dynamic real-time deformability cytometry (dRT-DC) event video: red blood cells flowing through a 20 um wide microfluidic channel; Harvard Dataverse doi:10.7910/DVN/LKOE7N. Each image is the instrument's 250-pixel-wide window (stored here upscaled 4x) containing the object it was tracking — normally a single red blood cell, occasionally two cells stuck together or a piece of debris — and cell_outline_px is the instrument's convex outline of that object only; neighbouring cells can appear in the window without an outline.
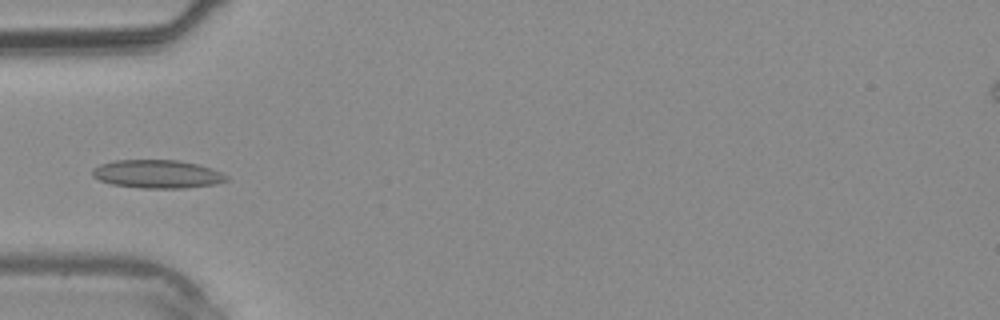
{"species": "common noctule bat (a hibernating species)", "species_latin": "Nyctalus noctula", "temperature_condition": "warm", "stored_images_in_passage": 27, "camera_frame_rate_fps": 3000, "um_per_image_px": 0.085, "animal": {"sex": "male", "body_mass_g": 20.4}, "frame": {"image": 1, "passage_image": 1, "time_ms": 0.0, "image_size_px": [1000, 320], "cell_outline_px": [[228, 180], [216, 184], [184, 188], [140, 188], [112, 184], [100, 180], [92, 176], [92, 168], [100, 164], [112, 160], [176, 160], [200, 164], [212, 168], [228, 176]], "centroid_in_image_um": [13.37, 14.79], "position_along_channel_um": 71.6, "area_um2": 22.25}}
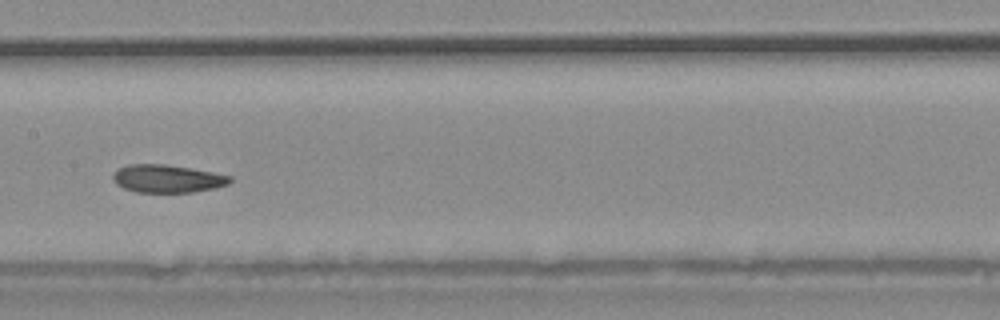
{"frame": {"image": 2, "passage_image": 8, "time_ms": 2.333, "image_size_px": [1000, 320], "cell_outline_px": [[232, 180], [228, 184], [212, 188], [192, 192], [136, 192], [124, 188], [116, 184], [112, 180], [112, 176], [120, 168], [128, 164], [164, 164], [192, 168], [232, 176]], "centroid_in_image_um": [14.21, 15.18], "position_along_channel_um": 193.2, "area_um2": 18.9}}